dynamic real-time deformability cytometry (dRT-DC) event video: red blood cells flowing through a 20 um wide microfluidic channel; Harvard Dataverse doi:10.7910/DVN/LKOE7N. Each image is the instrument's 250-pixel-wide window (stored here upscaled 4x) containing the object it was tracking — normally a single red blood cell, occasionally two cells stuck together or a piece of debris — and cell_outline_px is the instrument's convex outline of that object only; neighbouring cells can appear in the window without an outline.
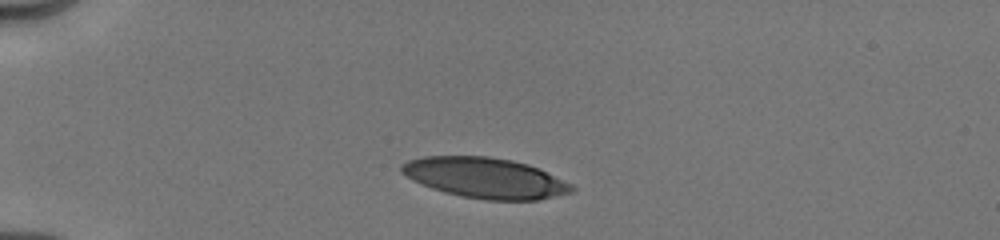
{"species": "human", "species_latin": "Homo sapiens", "temperature_condition": "cold", "stored_images_in_passage": 10, "camera_frame_rate_fps": 3000, "um_per_image_px": 0.085, "donor": {"sex": "male"}, "frame": {"image": 1, "passage_image": 2, "time_ms": 0.667, "image_size_px": [1000, 240], "cell_outline_px": [[576, 188], [572, 192], [540, 200], [488, 200], [464, 196], [444, 192], [432, 188], [412, 180], [400, 172], [400, 164], [408, 160], [424, 156], [488, 156], [512, 160], [528, 164], [572, 184]], "centroid_in_image_um": [41.22, 15.12], "position_along_channel_um": 43.8, "area_um2": 40.06}}
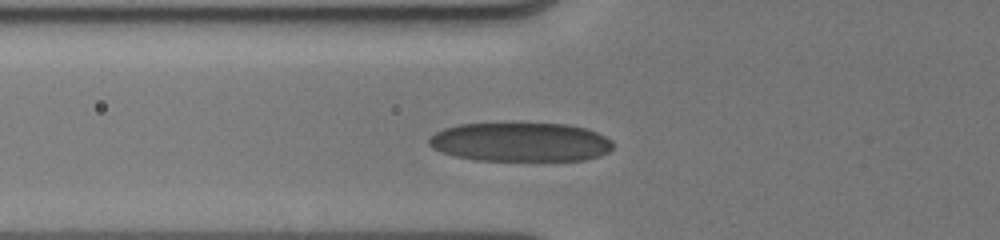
{"frame": {"image": 2, "passage_image": 7, "time_ms": 2.667, "image_size_px": [1000, 240], "cell_outline_px": [[612, 148], [608, 152], [600, 156], [584, 160], [476, 160], [456, 156], [440, 152], [432, 148], [428, 144], [428, 136], [444, 128], [460, 124], [504, 120], [568, 124], [588, 128], [612, 140]], "centroid_in_image_um": [44.2, 12.02], "position_along_channel_um": 81.6, "area_um2": 43.41}}
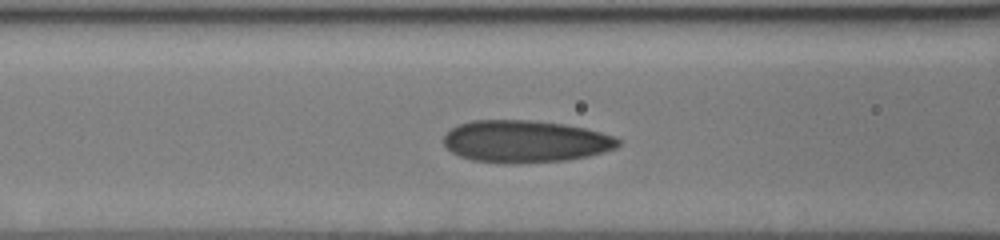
{"frame": {"image": 3, "passage_image": 9, "time_ms": 3.667, "image_size_px": [1000, 240], "cell_outline_px": [[620, 144], [616, 148], [604, 152], [588, 156], [568, 160], [516, 164], [504, 164], [472, 160], [460, 156], [452, 152], [444, 144], [444, 136], [452, 128], [460, 124], [472, 120], [528, 120], [564, 124], [584, 128], [600, 132], [612, 136], [620, 140]], "centroid_in_image_um": [44.65, 12.03], "position_along_channel_um": 122.0, "area_um2": 42.95}}